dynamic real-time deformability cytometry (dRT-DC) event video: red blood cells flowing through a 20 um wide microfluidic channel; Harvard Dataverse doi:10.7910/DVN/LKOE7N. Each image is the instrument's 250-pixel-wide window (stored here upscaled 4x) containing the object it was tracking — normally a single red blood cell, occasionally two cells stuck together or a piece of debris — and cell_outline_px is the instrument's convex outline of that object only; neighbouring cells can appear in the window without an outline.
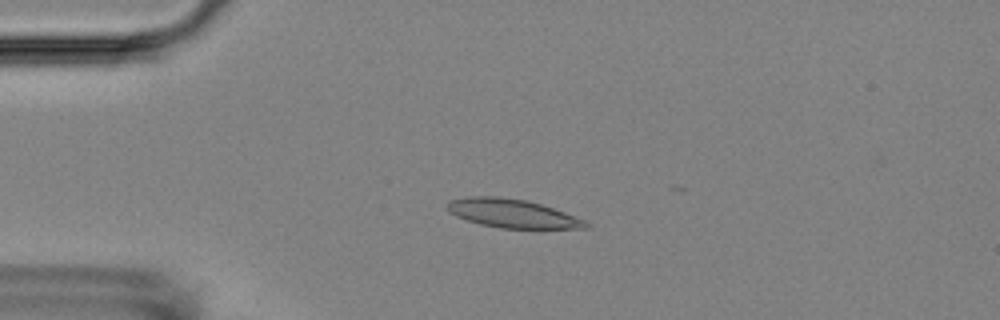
{"species": "Egyptian fruit bat (a non-hibernating species)", "species_latin": "Rousettus aegyptiacus", "temperature_condition": "room temperature", "stored_images_in_passage": 5, "camera_frame_rate_fps": 3000, "um_per_image_px": 0.085, "animal": {"sex": "female"}, "frame": {"image": 1, "passage_image": 3, "time_ms": 2.333, "image_size_px": [1000, 320], "cell_outline_px": [[592, 224], [588, 228], [500, 228], [480, 224], [456, 216], [444, 208], [448, 200], [468, 196], [496, 196], [528, 200], [564, 212], [584, 220]], "centroid_in_image_um": [43.5, 18.13], "position_along_channel_um": 41.5, "area_um2": 23.12}}
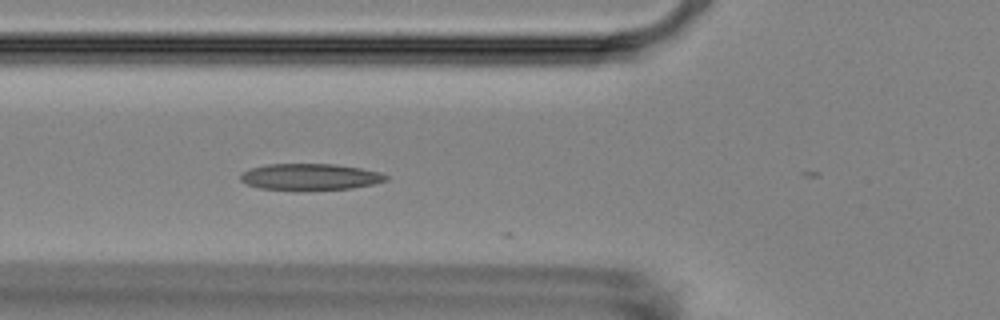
{"frame": {"image": 2, "passage_image": 5, "time_ms": 4.667, "image_size_px": [1000, 320], "cell_outline_px": [[388, 180], [372, 184], [352, 188], [300, 192], [296, 192], [260, 188], [248, 184], [240, 180], [240, 176], [244, 172], [252, 168], [268, 164], [332, 164], [360, 168], [380, 172], [388, 176]], "centroid_in_image_um": [26.36, 15.06], "position_along_channel_um": 99.4, "area_um2": 22.83}}